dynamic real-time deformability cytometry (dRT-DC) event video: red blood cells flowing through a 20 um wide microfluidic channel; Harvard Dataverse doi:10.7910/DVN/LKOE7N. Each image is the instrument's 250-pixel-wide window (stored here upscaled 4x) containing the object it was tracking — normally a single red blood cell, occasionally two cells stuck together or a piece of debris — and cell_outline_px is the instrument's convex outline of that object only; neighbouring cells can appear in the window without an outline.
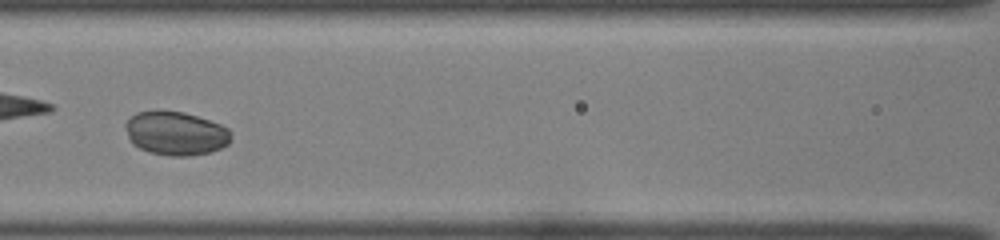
{"species": "common noctule bat (a hibernating species)", "species_latin": "Nyctalus noctula", "temperature_condition": "room temperature", "stored_images_in_passage": 36, "camera_frame_rate_fps": 3000, "um_per_image_px": 0.085, "animal": {"sex": "female", "body_mass_g": 22.0, "forearm_length_mm": 56.7}, "frame": {"image": 1, "passage_image": 16, "time_ms": 5.0, "image_size_px": [1000, 240], "cell_outline_px": [[232, 140], [228, 144], [220, 148], [208, 152], [188, 156], [172, 156], [148, 152], [132, 144], [128, 140], [124, 124], [136, 112], [184, 112], [220, 124], [228, 128], [232, 132]], "centroid_in_image_um": [14.94, 11.35], "position_along_channel_um": 151.7, "area_um2": 26.76}, "authors_computed_cell_mechanics": {"area_um2": 27.455, "velocity_mm_per_s": 3.9677, "shape_relaxation_time_tau1_ms": 2.3789, "shape_relaxation_time_tau2_ms": null, "deformation_change_tau1": 0.0707, "deformation_change_tau2": null}}